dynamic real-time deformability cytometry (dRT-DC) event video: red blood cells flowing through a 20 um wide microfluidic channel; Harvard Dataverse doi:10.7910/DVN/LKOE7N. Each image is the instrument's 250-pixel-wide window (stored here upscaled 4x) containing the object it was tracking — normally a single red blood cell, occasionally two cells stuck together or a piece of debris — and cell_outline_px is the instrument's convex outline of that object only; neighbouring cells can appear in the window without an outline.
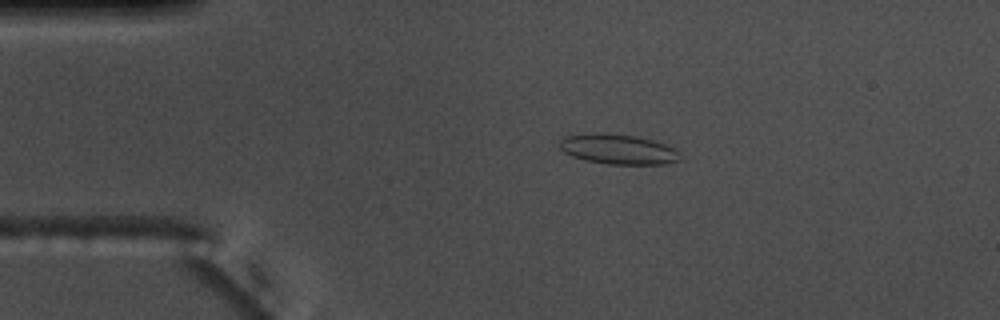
{"species": "common noctule bat (a hibernating species)", "species_latin": "Nyctalus noctula", "temperature_condition": "warm", "stored_images_in_passage": 54, "camera_frame_rate_fps": 3000, "um_per_image_px": 0.085, "animal": {"sex": "male", "body_mass_g": 17.5, "forearm_length_mm": 52.3}, "frame": {"image": 1, "passage_image": 10, "time_ms": 3.0, "image_size_px": [1000, 320], "cell_outline_px": [[680, 160], [664, 164], [608, 164], [584, 160], [572, 156], [564, 152], [560, 148], [560, 140], [564, 136], [592, 132], [636, 136], [652, 140], [664, 144], [680, 152]], "centroid_in_image_um": [52.51, 12.68], "position_along_channel_um": 32.5, "area_um2": 21.04}}
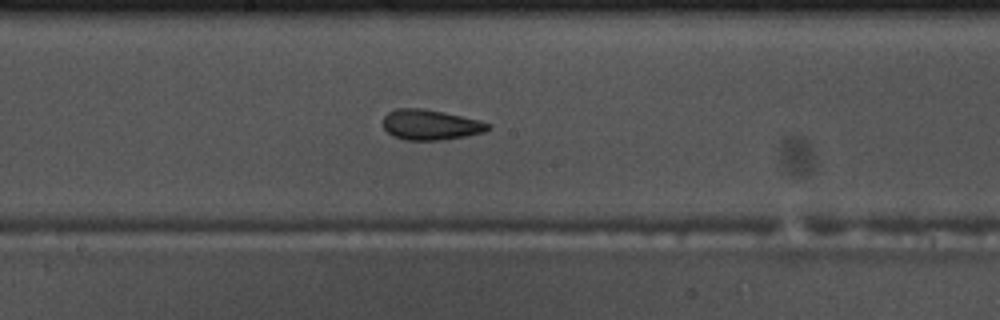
{"frame": {"image": 2, "passage_image": 28, "time_ms": 9.0, "image_size_px": [1000, 320], "cell_outline_px": [[492, 128], [484, 132], [464, 136], [440, 140], [404, 140], [392, 136], [384, 128], [384, 116], [388, 112], [396, 108], [424, 108], [444, 112], [480, 120], [492, 124]], "centroid_in_image_um": [36.61, 10.6], "position_along_channel_um": 211.6, "area_um2": 18.67}}
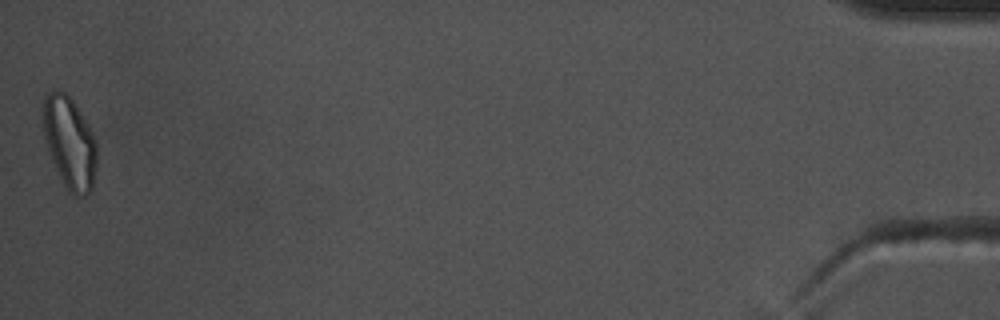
{"frame": {"image": 3, "passage_image": 54, "time_ms": 17.667, "image_size_px": [1000, 320], "cell_outline_px": [[96, 168], [92, 188], [84, 196], [76, 196], [68, 192], [56, 168], [48, 148], [44, 136], [40, 108], [44, 96], [48, 92], [64, 92], [72, 100], [80, 112], [96, 140]], "centroid_in_image_um": [5.89, 12.12], "position_along_channel_um": 429.3, "area_um2": 28.61}, "authors_computed_cell_mechanics": {"area_um2": 20.0277, "velocity_mm_per_s": 3.6744, "shape_relaxation_time_tau1_ms": 10.4491, "shape_relaxation_time_tau2_ms": 2.3609, "deformation_change_tau1": 0.241, "deformation_change_tau2": 0.0971}}